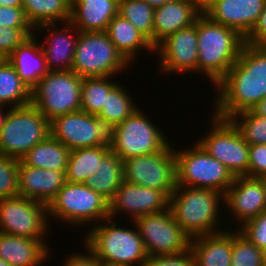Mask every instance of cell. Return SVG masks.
<instances>
[{"mask_svg":"<svg viewBox=\"0 0 266 266\" xmlns=\"http://www.w3.org/2000/svg\"><path fill=\"white\" fill-rule=\"evenodd\" d=\"M213 115L230 119L266 97V45L245 43L235 64L214 86Z\"/></svg>","mask_w":266,"mask_h":266,"instance_id":"cell-1","label":"cell"},{"mask_svg":"<svg viewBox=\"0 0 266 266\" xmlns=\"http://www.w3.org/2000/svg\"><path fill=\"white\" fill-rule=\"evenodd\" d=\"M169 208L175 221L190 239L225 230L226 226L222 228L225 224L221 221L227 220L225 214H222L225 213L224 194L218 191L176 186L170 196Z\"/></svg>","mask_w":266,"mask_h":266,"instance_id":"cell-2","label":"cell"},{"mask_svg":"<svg viewBox=\"0 0 266 266\" xmlns=\"http://www.w3.org/2000/svg\"><path fill=\"white\" fill-rule=\"evenodd\" d=\"M197 38L198 74H204L215 86L235 64L245 38L234 29L210 20L203 13L197 18Z\"/></svg>","mask_w":266,"mask_h":266,"instance_id":"cell-3","label":"cell"},{"mask_svg":"<svg viewBox=\"0 0 266 266\" xmlns=\"http://www.w3.org/2000/svg\"><path fill=\"white\" fill-rule=\"evenodd\" d=\"M113 218L104 219L83 234V242L102 263L143 266L148 258L138 227L120 226ZM133 222V224H132ZM118 225V226H117ZM136 228V229H135Z\"/></svg>","mask_w":266,"mask_h":266,"instance_id":"cell-4","label":"cell"},{"mask_svg":"<svg viewBox=\"0 0 266 266\" xmlns=\"http://www.w3.org/2000/svg\"><path fill=\"white\" fill-rule=\"evenodd\" d=\"M49 223L52 219L70 228L87 225L88 229L109 218V201L85 183L64 184L47 205Z\"/></svg>","mask_w":266,"mask_h":266,"instance_id":"cell-5","label":"cell"},{"mask_svg":"<svg viewBox=\"0 0 266 266\" xmlns=\"http://www.w3.org/2000/svg\"><path fill=\"white\" fill-rule=\"evenodd\" d=\"M195 142L191 148L174 149L177 186L212 189L225 195L235 177L225 165Z\"/></svg>","mask_w":266,"mask_h":266,"instance_id":"cell-6","label":"cell"},{"mask_svg":"<svg viewBox=\"0 0 266 266\" xmlns=\"http://www.w3.org/2000/svg\"><path fill=\"white\" fill-rule=\"evenodd\" d=\"M50 135V122L32 104L8 108L0 130V154L21 160Z\"/></svg>","mask_w":266,"mask_h":266,"instance_id":"cell-7","label":"cell"},{"mask_svg":"<svg viewBox=\"0 0 266 266\" xmlns=\"http://www.w3.org/2000/svg\"><path fill=\"white\" fill-rule=\"evenodd\" d=\"M129 65L106 31H79L71 70L80 77L117 76Z\"/></svg>","mask_w":266,"mask_h":266,"instance_id":"cell-8","label":"cell"},{"mask_svg":"<svg viewBox=\"0 0 266 266\" xmlns=\"http://www.w3.org/2000/svg\"><path fill=\"white\" fill-rule=\"evenodd\" d=\"M83 78L72 70L49 71L31 90V104L48 121L81 108Z\"/></svg>","mask_w":266,"mask_h":266,"instance_id":"cell-9","label":"cell"},{"mask_svg":"<svg viewBox=\"0 0 266 266\" xmlns=\"http://www.w3.org/2000/svg\"><path fill=\"white\" fill-rule=\"evenodd\" d=\"M138 108L123 122L111 128L110 149L122 160L162 151L171 140L163 133V128Z\"/></svg>","mask_w":266,"mask_h":266,"instance_id":"cell-10","label":"cell"},{"mask_svg":"<svg viewBox=\"0 0 266 266\" xmlns=\"http://www.w3.org/2000/svg\"><path fill=\"white\" fill-rule=\"evenodd\" d=\"M207 134L197 142L214 158L225 165L234 177L247 176L249 144L230 119L210 118ZM204 136V137H203Z\"/></svg>","mask_w":266,"mask_h":266,"instance_id":"cell-11","label":"cell"},{"mask_svg":"<svg viewBox=\"0 0 266 266\" xmlns=\"http://www.w3.org/2000/svg\"><path fill=\"white\" fill-rule=\"evenodd\" d=\"M123 172L124 181L163 191L170 197L177 186L174 145L169 143L162 151L123 160Z\"/></svg>","mask_w":266,"mask_h":266,"instance_id":"cell-12","label":"cell"},{"mask_svg":"<svg viewBox=\"0 0 266 266\" xmlns=\"http://www.w3.org/2000/svg\"><path fill=\"white\" fill-rule=\"evenodd\" d=\"M49 226L45 203L19 195L0 199L1 233L46 241Z\"/></svg>","mask_w":266,"mask_h":266,"instance_id":"cell-13","label":"cell"},{"mask_svg":"<svg viewBox=\"0 0 266 266\" xmlns=\"http://www.w3.org/2000/svg\"><path fill=\"white\" fill-rule=\"evenodd\" d=\"M50 135L71 151L110 145L111 129L96 115L78 110L50 121Z\"/></svg>","mask_w":266,"mask_h":266,"instance_id":"cell-14","label":"cell"},{"mask_svg":"<svg viewBox=\"0 0 266 266\" xmlns=\"http://www.w3.org/2000/svg\"><path fill=\"white\" fill-rule=\"evenodd\" d=\"M148 256L182 252L190 247V237L175 221L171 209L134 220Z\"/></svg>","mask_w":266,"mask_h":266,"instance_id":"cell-15","label":"cell"},{"mask_svg":"<svg viewBox=\"0 0 266 266\" xmlns=\"http://www.w3.org/2000/svg\"><path fill=\"white\" fill-rule=\"evenodd\" d=\"M197 20L190 27L170 34L155 47L159 71L172 73H198Z\"/></svg>","mask_w":266,"mask_h":266,"instance_id":"cell-16","label":"cell"},{"mask_svg":"<svg viewBox=\"0 0 266 266\" xmlns=\"http://www.w3.org/2000/svg\"><path fill=\"white\" fill-rule=\"evenodd\" d=\"M224 206L227 211L225 217L230 218V223L226 222L227 229H238L245 222L259 216L266 211V191L262 179L235 177L224 195ZM228 224H232V227Z\"/></svg>","mask_w":266,"mask_h":266,"instance_id":"cell-17","label":"cell"},{"mask_svg":"<svg viewBox=\"0 0 266 266\" xmlns=\"http://www.w3.org/2000/svg\"><path fill=\"white\" fill-rule=\"evenodd\" d=\"M169 204L170 197L165 192L123 181L109 201V217L127 214L134 221L143 215L166 211Z\"/></svg>","mask_w":266,"mask_h":266,"instance_id":"cell-18","label":"cell"},{"mask_svg":"<svg viewBox=\"0 0 266 266\" xmlns=\"http://www.w3.org/2000/svg\"><path fill=\"white\" fill-rule=\"evenodd\" d=\"M34 31H37L38 35L45 33L46 39H43V43L40 42V45L44 52L48 71L71 70L79 30L71 22H65L61 23V27L60 23L59 25L58 23L42 24Z\"/></svg>","mask_w":266,"mask_h":266,"instance_id":"cell-19","label":"cell"},{"mask_svg":"<svg viewBox=\"0 0 266 266\" xmlns=\"http://www.w3.org/2000/svg\"><path fill=\"white\" fill-rule=\"evenodd\" d=\"M266 0H217L203 14L246 38L264 9Z\"/></svg>","mask_w":266,"mask_h":266,"instance_id":"cell-20","label":"cell"},{"mask_svg":"<svg viewBox=\"0 0 266 266\" xmlns=\"http://www.w3.org/2000/svg\"><path fill=\"white\" fill-rule=\"evenodd\" d=\"M65 172L29 167L20 160L19 196L48 205L66 183Z\"/></svg>","mask_w":266,"mask_h":266,"instance_id":"cell-21","label":"cell"},{"mask_svg":"<svg viewBox=\"0 0 266 266\" xmlns=\"http://www.w3.org/2000/svg\"><path fill=\"white\" fill-rule=\"evenodd\" d=\"M201 14L192 0H176L156 7L153 19V46L156 47L170 34L190 27Z\"/></svg>","mask_w":266,"mask_h":266,"instance_id":"cell-22","label":"cell"},{"mask_svg":"<svg viewBox=\"0 0 266 266\" xmlns=\"http://www.w3.org/2000/svg\"><path fill=\"white\" fill-rule=\"evenodd\" d=\"M37 37L35 31L6 58L30 90L49 72Z\"/></svg>","mask_w":266,"mask_h":266,"instance_id":"cell-23","label":"cell"},{"mask_svg":"<svg viewBox=\"0 0 266 266\" xmlns=\"http://www.w3.org/2000/svg\"><path fill=\"white\" fill-rule=\"evenodd\" d=\"M51 251L48 241L0 232V258L11 266L43 265Z\"/></svg>","mask_w":266,"mask_h":266,"instance_id":"cell-24","label":"cell"},{"mask_svg":"<svg viewBox=\"0 0 266 266\" xmlns=\"http://www.w3.org/2000/svg\"><path fill=\"white\" fill-rule=\"evenodd\" d=\"M195 266H231L232 229L191 239Z\"/></svg>","mask_w":266,"mask_h":266,"instance_id":"cell-25","label":"cell"},{"mask_svg":"<svg viewBox=\"0 0 266 266\" xmlns=\"http://www.w3.org/2000/svg\"><path fill=\"white\" fill-rule=\"evenodd\" d=\"M70 22L81 32L106 31L118 14L119 0H87L70 4Z\"/></svg>","mask_w":266,"mask_h":266,"instance_id":"cell-26","label":"cell"},{"mask_svg":"<svg viewBox=\"0 0 266 266\" xmlns=\"http://www.w3.org/2000/svg\"><path fill=\"white\" fill-rule=\"evenodd\" d=\"M106 32L110 41L130 64L136 62V56L141 50H147L151 55L155 53V47L150 41L120 14L109 22Z\"/></svg>","mask_w":266,"mask_h":266,"instance_id":"cell-27","label":"cell"},{"mask_svg":"<svg viewBox=\"0 0 266 266\" xmlns=\"http://www.w3.org/2000/svg\"><path fill=\"white\" fill-rule=\"evenodd\" d=\"M123 181V160L110 149L103 156L95 174H92L85 184L110 201Z\"/></svg>","mask_w":266,"mask_h":266,"instance_id":"cell-28","label":"cell"},{"mask_svg":"<svg viewBox=\"0 0 266 266\" xmlns=\"http://www.w3.org/2000/svg\"><path fill=\"white\" fill-rule=\"evenodd\" d=\"M69 155L70 150L49 135L29 150L21 161L29 167L66 171Z\"/></svg>","mask_w":266,"mask_h":266,"instance_id":"cell-29","label":"cell"},{"mask_svg":"<svg viewBox=\"0 0 266 266\" xmlns=\"http://www.w3.org/2000/svg\"><path fill=\"white\" fill-rule=\"evenodd\" d=\"M110 150V145L78 148L70 151L66 168V181L85 183L95 174L103 156Z\"/></svg>","mask_w":266,"mask_h":266,"instance_id":"cell-30","label":"cell"},{"mask_svg":"<svg viewBox=\"0 0 266 266\" xmlns=\"http://www.w3.org/2000/svg\"><path fill=\"white\" fill-rule=\"evenodd\" d=\"M22 8L31 26L70 22L69 0H22Z\"/></svg>","mask_w":266,"mask_h":266,"instance_id":"cell-31","label":"cell"},{"mask_svg":"<svg viewBox=\"0 0 266 266\" xmlns=\"http://www.w3.org/2000/svg\"><path fill=\"white\" fill-rule=\"evenodd\" d=\"M0 104L7 108L31 104V90L6 58L0 59Z\"/></svg>","mask_w":266,"mask_h":266,"instance_id":"cell-32","label":"cell"},{"mask_svg":"<svg viewBox=\"0 0 266 266\" xmlns=\"http://www.w3.org/2000/svg\"><path fill=\"white\" fill-rule=\"evenodd\" d=\"M125 88L118 83L107 94L105 105L96 115L110 129L123 122L139 108L138 104L136 105V101L131 97L130 90Z\"/></svg>","mask_w":266,"mask_h":266,"instance_id":"cell-33","label":"cell"},{"mask_svg":"<svg viewBox=\"0 0 266 266\" xmlns=\"http://www.w3.org/2000/svg\"><path fill=\"white\" fill-rule=\"evenodd\" d=\"M115 76L86 77L81 84L80 110L97 115L105 105L107 94L119 83Z\"/></svg>","mask_w":266,"mask_h":266,"instance_id":"cell-34","label":"cell"},{"mask_svg":"<svg viewBox=\"0 0 266 266\" xmlns=\"http://www.w3.org/2000/svg\"><path fill=\"white\" fill-rule=\"evenodd\" d=\"M154 10L144 0H119L118 14L131 22L152 45Z\"/></svg>","mask_w":266,"mask_h":266,"instance_id":"cell-35","label":"cell"},{"mask_svg":"<svg viewBox=\"0 0 266 266\" xmlns=\"http://www.w3.org/2000/svg\"><path fill=\"white\" fill-rule=\"evenodd\" d=\"M231 266H266L264 250L250 242L238 229L232 230Z\"/></svg>","mask_w":266,"mask_h":266,"instance_id":"cell-36","label":"cell"},{"mask_svg":"<svg viewBox=\"0 0 266 266\" xmlns=\"http://www.w3.org/2000/svg\"><path fill=\"white\" fill-rule=\"evenodd\" d=\"M230 120L249 145L266 144V118L246 110L235 114Z\"/></svg>","mask_w":266,"mask_h":266,"instance_id":"cell-37","label":"cell"},{"mask_svg":"<svg viewBox=\"0 0 266 266\" xmlns=\"http://www.w3.org/2000/svg\"><path fill=\"white\" fill-rule=\"evenodd\" d=\"M19 161L0 154V199L19 195Z\"/></svg>","mask_w":266,"mask_h":266,"instance_id":"cell-38","label":"cell"},{"mask_svg":"<svg viewBox=\"0 0 266 266\" xmlns=\"http://www.w3.org/2000/svg\"><path fill=\"white\" fill-rule=\"evenodd\" d=\"M34 28L0 27V59L7 58L26 38L34 34Z\"/></svg>","mask_w":266,"mask_h":266,"instance_id":"cell-39","label":"cell"},{"mask_svg":"<svg viewBox=\"0 0 266 266\" xmlns=\"http://www.w3.org/2000/svg\"><path fill=\"white\" fill-rule=\"evenodd\" d=\"M238 231L258 248H266V211L245 222Z\"/></svg>","mask_w":266,"mask_h":266,"instance_id":"cell-40","label":"cell"},{"mask_svg":"<svg viewBox=\"0 0 266 266\" xmlns=\"http://www.w3.org/2000/svg\"><path fill=\"white\" fill-rule=\"evenodd\" d=\"M143 266H195L190 247L182 252L160 256H148Z\"/></svg>","mask_w":266,"mask_h":266,"instance_id":"cell-41","label":"cell"},{"mask_svg":"<svg viewBox=\"0 0 266 266\" xmlns=\"http://www.w3.org/2000/svg\"><path fill=\"white\" fill-rule=\"evenodd\" d=\"M248 177L262 178L266 176V144L249 145Z\"/></svg>","mask_w":266,"mask_h":266,"instance_id":"cell-42","label":"cell"},{"mask_svg":"<svg viewBox=\"0 0 266 266\" xmlns=\"http://www.w3.org/2000/svg\"><path fill=\"white\" fill-rule=\"evenodd\" d=\"M33 28L22 7L0 6V27Z\"/></svg>","mask_w":266,"mask_h":266,"instance_id":"cell-43","label":"cell"},{"mask_svg":"<svg viewBox=\"0 0 266 266\" xmlns=\"http://www.w3.org/2000/svg\"><path fill=\"white\" fill-rule=\"evenodd\" d=\"M245 43L251 45H266V2L257 23L245 38Z\"/></svg>","mask_w":266,"mask_h":266,"instance_id":"cell-44","label":"cell"},{"mask_svg":"<svg viewBox=\"0 0 266 266\" xmlns=\"http://www.w3.org/2000/svg\"><path fill=\"white\" fill-rule=\"evenodd\" d=\"M83 247L86 250L83 253L80 251L79 253H69V256L67 255L66 259L63 260V266H99L101 261L87 247L84 245Z\"/></svg>","mask_w":266,"mask_h":266,"instance_id":"cell-45","label":"cell"},{"mask_svg":"<svg viewBox=\"0 0 266 266\" xmlns=\"http://www.w3.org/2000/svg\"><path fill=\"white\" fill-rule=\"evenodd\" d=\"M251 110L256 115L266 118V97L258 102Z\"/></svg>","mask_w":266,"mask_h":266,"instance_id":"cell-46","label":"cell"},{"mask_svg":"<svg viewBox=\"0 0 266 266\" xmlns=\"http://www.w3.org/2000/svg\"><path fill=\"white\" fill-rule=\"evenodd\" d=\"M195 6L203 13L217 0H192Z\"/></svg>","mask_w":266,"mask_h":266,"instance_id":"cell-47","label":"cell"},{"mask_svg":"<svg viewBox=\"0 0 266 266\" xmlns=\"http://www.w3.org/2000/svg\"><path fill=\"white\" fill-rule=\"evenodd\" d=\"M0 6L22 7V0H0Z\"/></svg>","mask_w":266,"mask_h":266,"instance_id":"cell-48","label":"cell"},{"mask_svg":"<svg viewBox=\"0 0 266 266\" xmlns=\"http://www.w3.org/2000/svg\"><path fill=\"white\" fill-rule=\"evenodd\" d=\"M144 1L147 2L150 6L156 8V7L162 6L163 4L167 2H172L176 0H144Z\"/></svg>","mask_w":266,"mask_h":266,"instance_id":"cell-49","label":"cell"},{"mask_svg":"<svg viewBox=\"0 0 266 266\" xmlns=\"http://www.w3.org/2000/svg\"><path fill=\"white\" fill-rule=\"evenodd\" d=\"M6 107H4V105L0 104V130L2 125L4 124V121L6 119L7 113H8V109H5ZM5 110V112L3 113V111Z\"/></svg>","mask_w":266,"mask_h":266,"instance_id":"cell-50","label":"cell"},{"mask_svg":"<svg viewBox=\"0 0 266 266\" xmlns=\"http://www.w3.org/2000/svg\"><path fill=\"white\" fill-rule=\"evenodd\" d=\"M85 1H87V0H69V3L70 4H80V3L85 2Z\"/></svg>","mask_w":266,"mask_h":266,"instance_id":"cell-51","label":"cell"},{"mask_svg":"<svg viewBox=\"0 0 266 266\" xmlns=\"http://www.w3.org/2000/svg\"><path fill=\"white\" fill-rule=\"evenodd\" d=\"M0 266H11L9 263H7L5 260L0 258Z\"/></svg>","mask_w":266,"mask_h":266,"instance_id":"cell-52","label":"cell"},{"mask_svg":"<svg viewBox=\"0 0 266 266\" xmlns=\"http://www.w3.org/2000/svg\"><path fill=\"white\" fill-rule=\"evenodd\" d=\"M99 266H121V265H114V264H108V263H102L100 262Z\"/></svg>","mask_w":266,"mask_h":266,"instance_id":"cell-53","label":"cell"},{"mask_svg":"<svg viewBox=\"0 0 266 266\" xmlns=\"http://www.w3.org/2000/svg\"><path fill=\"white\" fill-rule=\"evenodd\" d=\"M261 179L263 181V184H264V187H265V191H266V176L262 177Z\"/></svg>","mask_w":266,"mask_h":266,"instance_id":"cell-54","label":"cell"},{"mask_svg":"<svg viewBox=\"0 0 266 266\" xmlns=\"http://www.w3.org/2000/svg\"><path fill=\"white\" fill-rule=\"evenodd\" d=\"M265 261H266V248L264 249Z\"/></svg>","mask_w":266,"mask_h":266,"instance_id":"cell-55","label":"cell"}]
</instances>
